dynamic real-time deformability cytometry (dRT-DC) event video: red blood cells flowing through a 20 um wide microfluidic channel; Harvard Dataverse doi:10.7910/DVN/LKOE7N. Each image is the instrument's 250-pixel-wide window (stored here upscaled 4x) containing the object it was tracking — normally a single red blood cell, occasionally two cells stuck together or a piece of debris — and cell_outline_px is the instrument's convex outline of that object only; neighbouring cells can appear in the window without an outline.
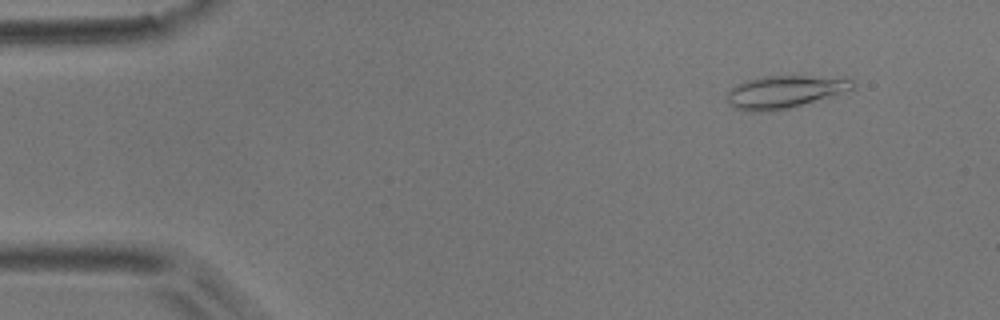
{"species": "common noctule bat (a hibernating species)", "species_latin": "Nyctalus noctula", "temperature_condition": "room temperature", "stored_images_in_passage": 50, "camera_frame_rate_fps": 3000, "um_per_image_px": 0.085, "animal": {"sex": "male", "body_mass_g": 17.9}, "frame": {"image": 1, "passage_image": 2, "time_ms": 0.333, "image_size_px": [1000, 320], "cell_outline_px": [[856, 88], [788, 108], [772, 112], [752, 112], [736, 108], [728, 100], [728, 92], [736, 84], [748, 80], [764, 76], [808, 76], [852, 80], [856, 84]], "centroid_in_image_um": [66.65, 7.81], "position_along_channel_um": 18.3, "area_um2": 23.24}}
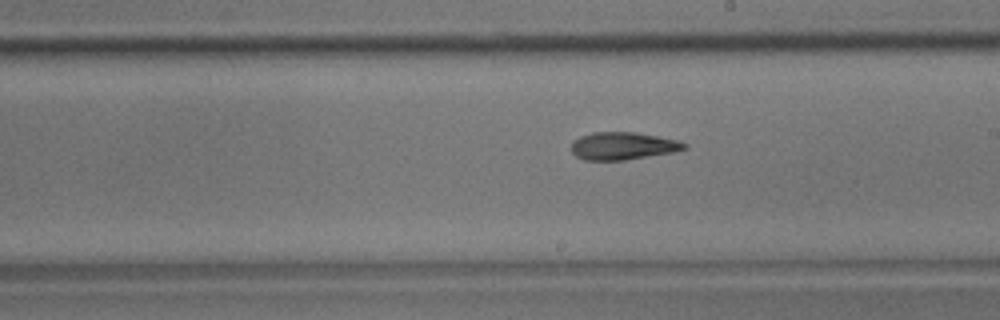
{"frame": {"image": 2, "passage_image": 27, "time_ms": 8.667, "image_size_px": [1000, 320], "cell_outline_px": [[688, 148], [672, 152], [624, 160], [584, 160], [576, 156], [572, 152], [572, 140], [580, 136], [592, 132], [636, 132], [676, 140], [688, 144]], "centroid_in_image_um": [52.92, 12.4], "position_along_channel_um": 236.1, "area_um2": 18.09}}
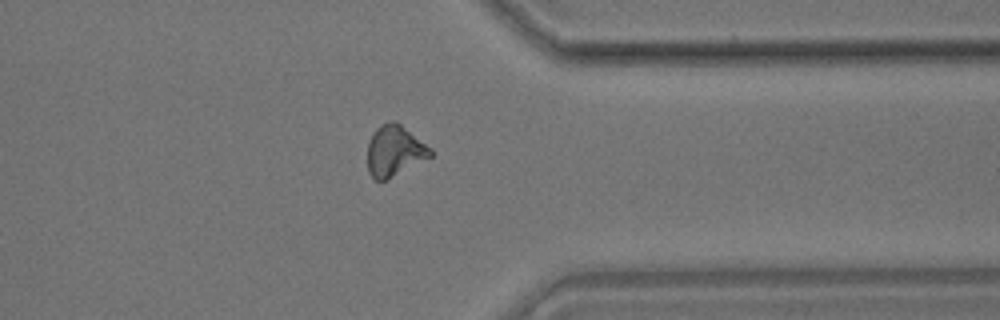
{"frame": {"image": 3, "passage_image": 39, "time_ms": 12.667, "image_size_px": [1000, 320], "cell_outline_px": [[432, 156], [388, 180], [376, 180], [368, 172], [368, 140], [372, 132], [380, 124], [388, 120], [396, 120], [432, 148]], "centroid_in_image_um": [33.53, 12.8], "position_along_channel_um": 377.9, "area_um2": 19.02}, "authors_computed_cell_mechanics": {"area_um2": 18.6694, "velocity_mm_per_s": 3.6977, "shape_relaxation_time_tau1_ms": null, "shape_relaxation_time_tau2_ms": 6.5615, "deformation_change_tau1": null, "deformation_change_tau2": 0.1327}}